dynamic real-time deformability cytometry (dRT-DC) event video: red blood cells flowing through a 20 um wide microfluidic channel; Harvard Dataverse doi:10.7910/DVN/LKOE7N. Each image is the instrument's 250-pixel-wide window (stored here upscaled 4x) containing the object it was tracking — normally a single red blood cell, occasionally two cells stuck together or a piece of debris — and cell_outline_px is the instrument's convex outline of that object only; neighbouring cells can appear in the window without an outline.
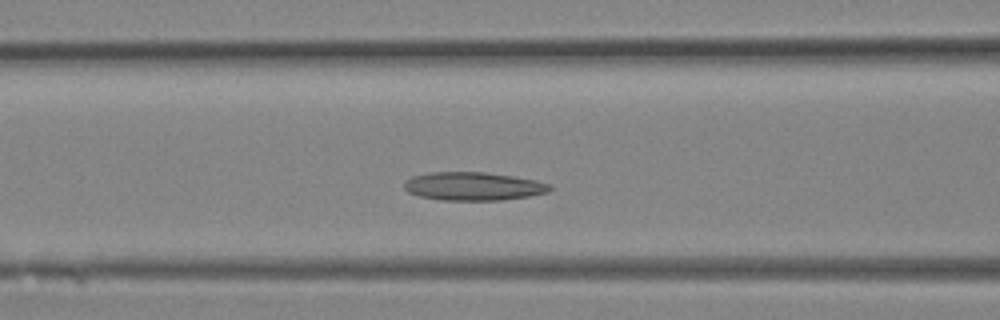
{"species": "Egyptian fruit bat (a non-hibernating species)", "species_latin": "Rousettus aegyptiacus", "temperature_condition": "room temperature", "stored_images_in_passage": 14, "camera_frame_rate_fps": 3000, "um_per_image_px": 0.085, "animal": {"sex": "female"}, "frame": {"image": 1, "passage_image": 8, "time_ms": 2.333, "image_size_px": [1000, 320], "cell_outline_px": [[552, 188], [548, 192], [528, 196], [504, 200], [440, 200], [420, 196], [408, 192], [404, 188], [404, 180], [412, 176], [428, 172], [484, 172], [512, 176], [536, 180], [552, 184]], "centroid_in_image_um": [40.22, 15.83], "position_along_channel_um": 126.4, "area_um2": 24.16}}
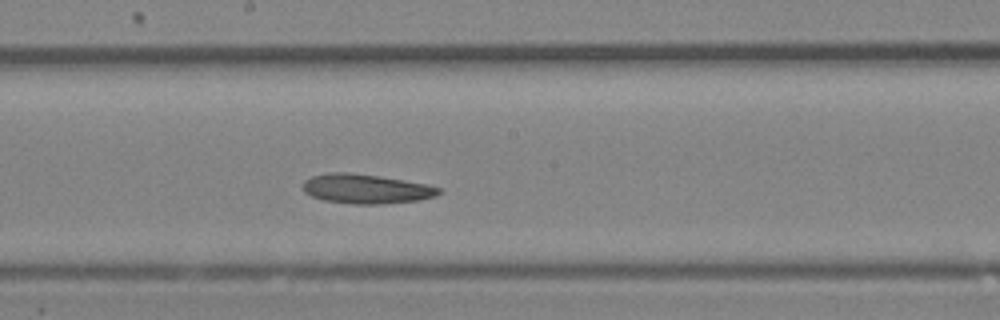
{"frame": {"image": 2, "passage_image": 12, "time_ms": 3.667, "image_size_px": [1000, 320], "cell_outline_px": [[440, 192], [436, 196], [420, 200], [384, 204], [352, 204], [324, 200], [312, 196], [304, 192], [304, 180], [312, 176], [328, 172], [348, 172], [380, 176], [428, 184], [440, 188]], "centroid_in_image_um": [31.13, 16.05], "position_along_channel_um": 217.1, "area_um2": 23.41}}
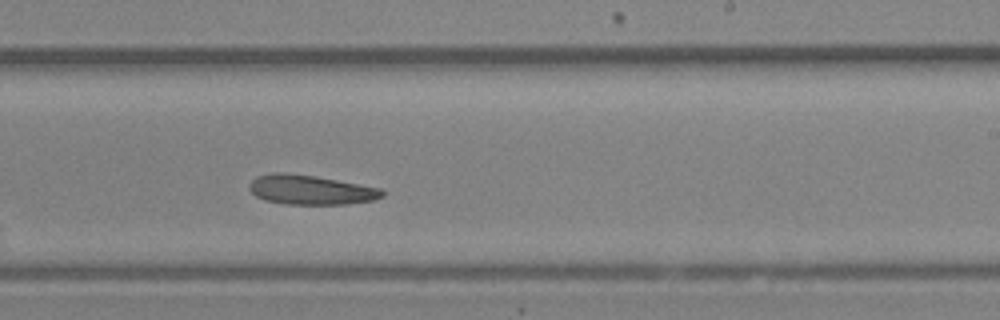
{"frame": {"image": 3, "passage_image": 14, "time_ms": 4.333, "image_size_px": [1000, 320], "cell_outline_px": [[384, 196], [372, 200], [348, 204], [284, 204], [264, 200], [256, 196], [248, 188], [248, 184], [256, 176], [272, 172], [284, 172], [312, 176], [336, 180], [380, 188], [384, 192]], "centroid_in_image_um": [26.35, 16.14], "position_along_channel_um": 262.7, "area_um2": 22.77}}